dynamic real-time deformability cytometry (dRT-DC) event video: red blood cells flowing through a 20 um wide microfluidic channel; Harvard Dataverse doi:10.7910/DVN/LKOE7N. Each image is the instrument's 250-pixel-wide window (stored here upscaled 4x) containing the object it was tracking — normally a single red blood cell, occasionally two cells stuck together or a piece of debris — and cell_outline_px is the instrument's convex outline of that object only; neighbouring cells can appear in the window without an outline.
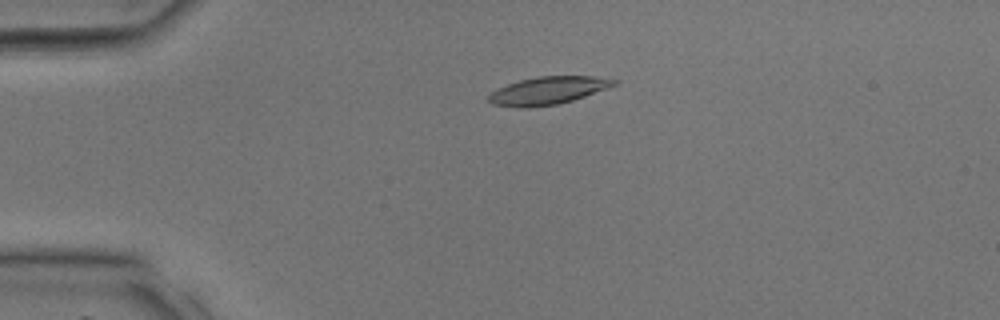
{"species": "common noctule bat (a hibernating species)", "species_latin": "Nyctalus noctula", "temperature_condition": "room temperature", "stored_images_in_passage": 38, "camera_frame_rate_fps": 3000, "um_per_image_px": 0.085, "animal": {"sex": "male", "body_mass_g": 17.9, "forearm_length_mm": 54.2}, "frame": {"image": 1, "passage_image": 9, "time_ms": 2.667, "image_size_px": [1000, 320], "cell_outline_px": [[620, 80], [616, 84], [584, 96], [572, 100], [556, 104], [528, 108], [520, 108], [492, 104], [488, 100], [488, 96], [492, 92], [508, 84], [520, 80], [540, 76], [592, 76]], "centroid_in_image_um": [46.56, 7.7], "position_along_channel_um": 38.4, "area_um2": 19.94}}
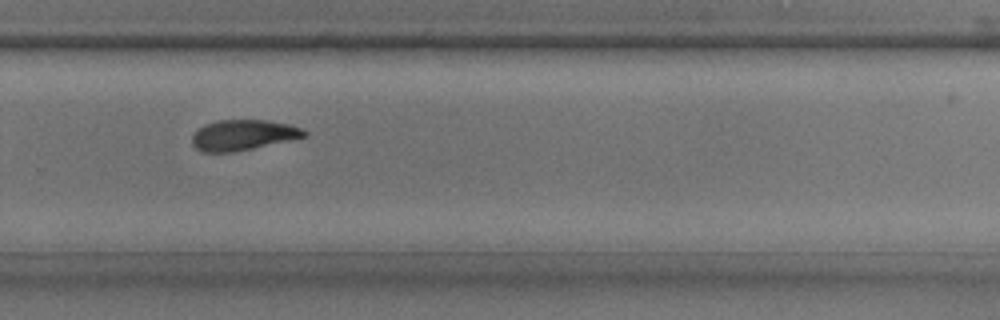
{"frame": {"image": 2, "passage_image": 26, "time_ms": 8.333, "image_size_px": [1000, 320], "cell_outline_px": [[308, 136], [252, 148], [232, 152], [204, 152], [196, 148], [192, 144], [192, 136], [204, 124], [216, 120], [264, 120], [288, 124], [300, 128], [308, 132]], "centroid_in_image_um": [20.65, 11.47], "position_along_channel_um": 309.1, "area_um2": 19.71}}
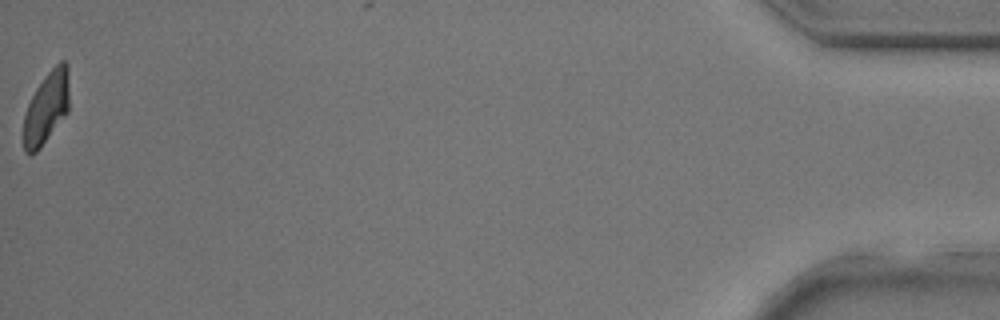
{"frame": {"image": 3, "passage_image": 38, "time_ms": 12.333, "image_size_px": [1000, 320], "cell_outline_px": [[68, 112], [40, 148], [36, 152], [24, 152], [24, 116], [28, 104], [36, 88], [44, 76], [60, 60], [64, 60], [68, 64]], "centroid_in_image_um": [3.96, 9.12], "position_along_channel_um": 431.2, "area_um2": 18.96}}